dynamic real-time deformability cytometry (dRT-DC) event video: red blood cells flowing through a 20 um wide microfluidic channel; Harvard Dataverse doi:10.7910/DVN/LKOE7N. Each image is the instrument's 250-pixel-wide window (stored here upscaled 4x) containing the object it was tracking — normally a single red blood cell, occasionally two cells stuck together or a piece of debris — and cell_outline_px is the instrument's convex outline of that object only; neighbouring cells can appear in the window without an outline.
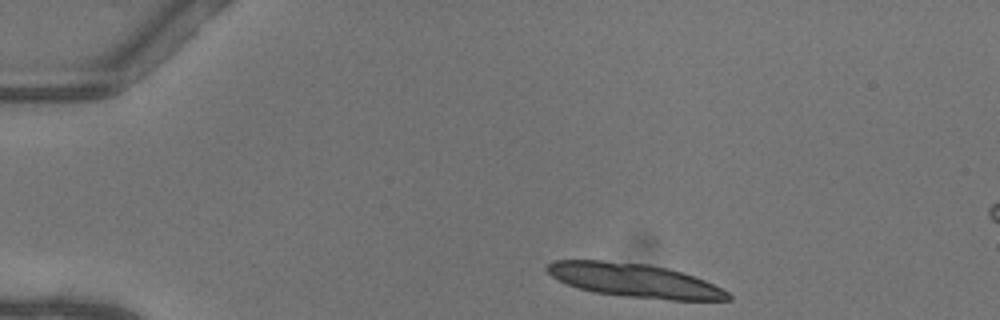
{"species": "common noctule bat (a hibernating species)", "species_latin": "Nyctalus noctula", "temperature_condition": "warm", "stored_images_in_passage": 4, "camera_frame_rate_fps": 3000, "um_per_image_px": 0.085, "animal": {"sex": "female"}, "frame": {"image": 1, "passage_image": 1, "time_ms": 0.0, "image_size_px": [1000, 320], "cell_outline_px": [[732, 300], [672, 300], [624, 296], [592, 292], [556, 280], [544, 268], [552, 260], [604, 260], [648, 264], [668, 268], [704, 280], [728, 292], [732, 296]], "centroid_in_image_um": [53.89, 23.83], "position_along_channel_um": 31.1, "area_um2": 35.49}}